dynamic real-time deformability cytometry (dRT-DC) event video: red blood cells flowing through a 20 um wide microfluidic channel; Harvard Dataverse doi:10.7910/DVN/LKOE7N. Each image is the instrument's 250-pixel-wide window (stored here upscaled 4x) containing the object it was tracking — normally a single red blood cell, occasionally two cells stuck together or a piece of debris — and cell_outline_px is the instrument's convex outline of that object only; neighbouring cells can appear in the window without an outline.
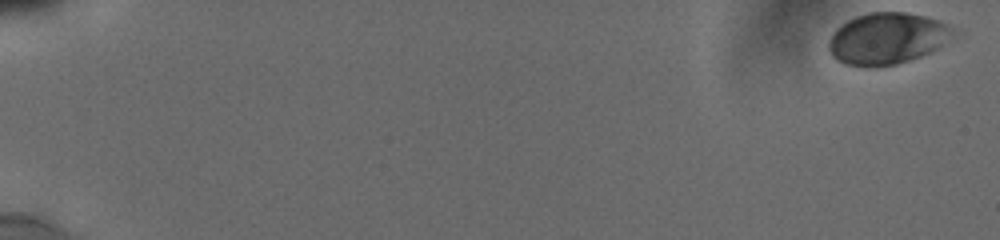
{"species": "human", "species_latin": "Homo sapiens", "temperature_condition": "cold", "stored_images_in_passage": 35, "camera_frame_rate_fps": 3000, "um_per_image_px": 0.085, "donor": {"sex": "male"}, "frame": {"image": 1, "passage_image": 1, "time_ms": 0.0, "image_size_px": [1000, 240], "cell_outline_px": [[952, 36], [936, 48], [920, 56], [896, 64], [876, 68], [868, 68], [844, 64], [836, 60], [832, 56], [828, 48], [828, 40], [832, 32], [840, 24], [856, 16], [868, 12], [904, 12], [924, 16], [940, 20], [948, 24], [952, 28]], "centroid_in_image_um": [75.32, 3.28], "position_along_channel_um": 9.7, "area_um2": 37.51}}
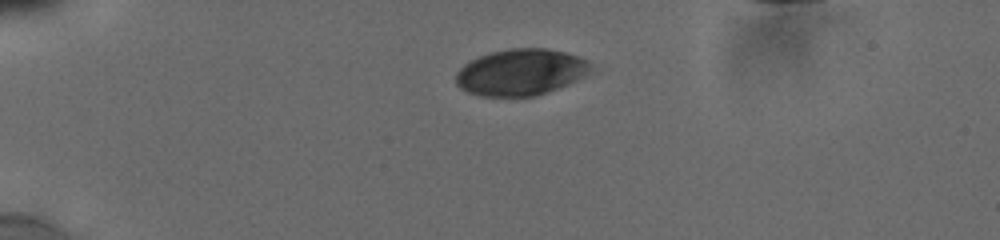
{"frame": {"image": 2, "passage_image": 21, "time_ms": 4.667, "image_size_px": [1000, 240], "cell_outline_px": [[596, 68], [584, 76], [568, 84], [536, 96], [480, 96], [468, 92], [460, 88], [456, 84], [456, 72], [468, 60], [492, 52], [512, 48], [544, 48], [564, 52], [580, 56], [588, 60]], "centroid_in_image_um": [44.29, 6.13], "position_along_channel_um": 40.7, "area_um2": 36.7}}